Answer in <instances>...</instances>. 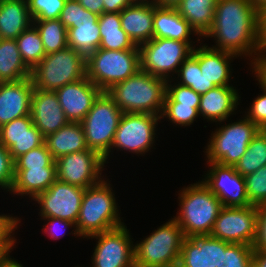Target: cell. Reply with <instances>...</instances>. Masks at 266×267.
I'll return each instance as SVG.
<instances>
[{"label": "cell", "mask_w": 266, "mask_h": 267, "mask_svg": "<svg viewBox=\"0 0 266 267\" xmlns=\"http://www.w3.org/2000/svg\"><path fill=\"white\" fill-rule=\"evenodd\" d=\"M33 24L27 0H0V37L15 40Z\"/></svg>", "instance_id": "83f0119b"}, {"label": "cell", "mask_w": 266, "mask_h": 267, "mask_svg": "<svg viewBox=\"0 0 266 267\" xmlns=\"http://www.w3.org/2000/svg\"><path fill=\"white\" fill-rule=\"evenodd\" d=\"M122 115L123 112L113 98L106 91H102L81 122L87 147L104 158L105 163Z\"/></svg>", "instance_id": "ba28073f"}, {"label": "cell", "mask_w": 266, "mask_h": 267, "mask_svg": "<svg viewBox=\"0 0 266 267\" xmlns=\"http://www.w3.org/2000/svg\"><path fill=\"white\" fill-rule=\"evenodd\" d=\"M253 246L230 243L226 247L223 267H252Z\"/></svg>", "instance_id": "b9f144b4"}, {"label": "cell", "mask_w": 266, "mask_h": 267, "mask_svg": "<svg viewBox=\"0 0 266 267\" xmlns=\"http://www.w3.org/2000/svg\"><path fill=\"white\" fill-rule=\"evenodd\" d=\"M101 42L99 48L107 50L139 49L122 29L120 13L103 12L98 18Z\"/></svg>", "instance_id": "4dcf8cb0"}, {"label": "cell", "mask_w": 266, "mask_h": 267, "mask_svg": "<svg viewBox=\"0 0 266 267\" xmlns=\"http://www.w3.org/2000/svg\"><path fill=\"white\" fill-rule=\"evenodd\" d=\"M259 128L245 116L237 122L217 128L207 144V162L235 166Z\"/></svg>", "instance_id": "9c48e42d"}, {"label": "cell", "mask_w": 266, "mask_h": 267, "mask_svg": "<svg viewBox=\"0 0 266 267\" xmlns=\"http://www.w3.org/2000/svg\"><path fill=\"white\" fill-rule=\"evenodd\" d=\"M252 71L254 72V75H257L266 83V54L259 58L257 64L252 68Z\"/></svg>", "instance_id": "816d5d0a"}, {"label": "cell", "mask_w": 266, "mask_h": 267, "mask_svg": "<svg viewBox=\"0 0 266 267\" xmlns=\"http://www.w3.org/2000/svg\"><path fill=\"white\" fill-rule=\"evenodd\" d=\"M246 193L251 205L266 203V165L244 176Z\"/></svg>", "instance_id": "8d00e7d4"}, {"label": "cell", "mask_w": 266, "mask_h": 267, "mask_svg": "<svg viewBox=\"0 0 266 267\" xmlns=\"http://www.w3.org/2000/svg\"><path fill=\"white\" fill-rule=\"evenodd\" d=\"M55 92L68 121L81 123L102 91L85 77Z\"/></svg>", "instance_id": "d6986e66"}, {"label": "cell", "mask_w": 266, "mask_h": 267, "mask_svg": "<svg viewBox=\"0 0 266 267\" xmlns=\"http://www.w3.org/2000/svg\"><path fill=\"white\" fill-rule=\"evenodd\" d=\"M179 195L180 212L173 219L185 237L210 235L223 208L222 202L203 181L183 188Z\"/></svg>", "instance_id": "3957f363"}, {"label": "cell", "mask_w": 266, "mask_h": 267, "mask_svg": "<svg viewBox=\"0 0 266 267\" xmlns=\"http://www.w3.org/2000/svg\"><path fill=\"white\" fill-rule=\"evenodd\" d=\"M123 224L88 238L98 240L92 256V267H135L134 245Z\"/></svg>", "instance_id": "5bb4252c"}, {"label": "cell", "mask_w": 266, "mask_h": 267, "mask_svg": "<svg viewBox=\"0 0 266 267\" xmlns=\"http://www.w3.org/2000/svg\"><path fill=\"white\" fill-rule=\"evenodd\" d=\"M180 81L178 84L190 87L199 95L205 94L210 89L216 86L207 80L202 74L198 60L190 54L187 59L181 64L177 73Z\"/></svg>", "instance_id": "d590c367"}, {"label": "cell", "mask_w": 266, "mask_h": 267, "mask_svg": "<svg viewBox=\"0 0 266 267\" xmlns=\"http://www.w3.org/2000/svg\"><path fill=\"white\" fill-rule=\"evenodd\" d=\"M182 0H154V3L162 7H176Z\"/></svg>", "instance_id": "11a10c76"}, {"label": "cell", "mask_w": 266, "mask_h": 267, "mask_svg": "<svg viewBox=\"0 0 266 267\" xmlns=\"http://www.w3.org/2000/svg\"><path fill=\"white\" fill-rule=\"evenodd\" d=\"M15 177L14 160L8 149L0 143V187L11 191Z\"/></svg>", "instance_id": "ee69618b"}, {"label": "cell", "mask_w": 266, "mask_h": 267, "mask_svg": "<svg viewBox=\"0 0 266 267\" xmlns=\"http://www.w3.org/2000/svg\"><path fill=\"white\" fill-rule=\"evenodd\" d=\"M140 70V50L98 48L86 57V77L101 91L109 90Z\"/></svg>", "instance_id": "5b68a950"}, {"label": "cell", "mask_w": 266, "mask_h": 267, "mask_svg": "<svg viewBox=\"0 0 266 267\" xmlns=\"http://www.w3.org/2000/svg\"><path fill=\"white\" fill-rule=\"evenodd\" d=\"M104 12L120 13L127 6L132 5V0H103Z\"/></svg>", "instance_id": "c3c4849f"}, {"label": "cell", "mask_w": 266, "mask_h": 267, "mask_svg": "<svg viewBox=\"0 0 266 267\" xmlns=\"http://www.w3.org/2000/svg\"><path fill=\"white\" fill-rule=\"evenodd\" d=\"M260 13L249 0H218L214 21L204 37H214L216 46L239 57L250 56L251 67L259 60ZM254 53V54H253Z\"/></svg>", "instance_id": "6da1fadb"}, {"label": "cell", "mask_w": 266, "mask_h": 267, "mask_svg": "<svg viewBox=\"0 0 266 267\" xmlns=\"http://www.w3.org/2000/svg\"><path fill=\"white\" fill-rule=\"evenodd\" d=\"M86 77V57L73 48L46 54L31 70L34 89L55 91Z\"/></svg>", "instance_id": "52a82bcc"}, {"label": "cell", "mask_w": 266, "mask_h": 267, "mask_svg": "<svg viewBox=\"0 0 266 267\" xmlns=\"http://www.w3.org/2000/svg\"><path fill=\"white\" fill-rule=\"evenodd\" d=\"M255 9L259 12L262 13L263 11L266 10V0H249Z\"/></svg>", "instance_id": "9f6ffc18"}, {"label": "cell", "mask_w": 266, "mask_h": 267, "mask_svg": "<svg viewBox=\"0 0 266 267\" xmlns=\"http://www.w3.org/2000/svg\"><path fill=\"white\" fill-rule=\"evenodd\" d=\"M56 180V167L15 168L11 192L16 195H29L34 200Z\"/></svg>", "instance_id": "4316f807"}, {"label": "cell", "mask_w": 266, "mask_h": 267, "mask_svg": "<svg viewBox=\"0 0 266 267\" xmlns=\"http://www.w3.org/2000/svg\"><path fill=\"white\" fill-rule=\"evenodd\" d=\"M30 116L44 138L69 122L60 106L56 92L50 90L34 89Z\"/></svg>", "instance_id": "44dd1931"}, {"label": "cell", "mask_w": 266, "mask_h": 267, "mask_svg": "<svg viewBox=\"0 0 266 267\" xmlns=\"http://www.w3.org/2000/svg\"><path fill=\"white\" fill-rule=\"evenodd\" d=\"M99 15L85 9L77 0H66L59 20L67 28V44L83 56L94 53L100 45Z\"/></svg>", "instance_id": "8fae6325"}, {"label": "cell", "mask_w": 266, "mask_h": 267, "mask_svg": "<svg viewBox=\"0 0 266 267\" xmlns=\"http://www.w3.org/2000/svg\"><path fill=\"white\" fill-rule=\"evenodd\" d=\"M257 206H223L210 236L229 243L253 246L257 234Z\"/></svg>", "instance_id": "7c38bea8"}, {"label": "cell", "mask_w": 266, "mask_h": 267, "mask_svg": "<svg viewBox=\"0 0 266 267\" xmlns=\"http://www.w3.org/2000/svg\"><path fill=\"white\" fill-rule=\"evenodd\" d=\"M266 54V10L260 13L259 58Z\"/></svg>", "instance_id": "681fc988"}, {"label": "cell", "mask_w": 266, "mask_h": 267, "mask_svg": "<svg viewBox=\"0 0 266 267\" xmlns=\"http://www.w3.org/2000/svg\"><path fill=\"white\" fill-rule=\"evenodd\" d=\"M85 9L101 15L104 12V2L103 0H77Z\"/></svg>", "instance_id": "f907efd6"}, {"label": "cell", "mask_w": 266, "mask_h": 267, "mask_svg": "<svg viewBox=\"0 0 266 267\" xmlns=\"http://www.w3.org/2000/svg\"><path fill=\"white\" fill-rule=\"evenodd\" d=\"M191 54L198 60L202 74L209 82L215 86H230L228 83L232 74L230 61L232 58H237V55L207 45L193 48Z\"/></svg>", "instance_id": "cb8c5ba5"}, {"label": "cell", "mask_w": 266, "mask_h": 267, "mask_svg": "<svg viewBox=\"0 0 266 267\" xmlns=\"http://www.w3.org/2000/svg\"><path fill=\"white\" fill-rule=\"evenodd\" d=\"M15 40L17 42L22 60L26 66L32 70L46 55L38 30L32 24Z\"/></svg>", "instance_id": "e575fe53"}, {"label": "cell", "mask_w": 266, "mask_h": 267, "mask_svg": "<svg viewBox=\"0 0 266 267\" xmlns=\"http://www.w3.org/2000/svg\"><path fill=\"white\" fill-rule=\"evenodd\" d=\"M38 30L46 54L61 51L68 47L67 28L59 19L33 20Z\"/></svg>", "instance_id": "836d02e7"}, {"label": "cell", "mask_w": 266, "mask_h": 267, "mask_svg": "<svg viewBox=\"0 0 266 267\" xmlns=\"http://www.w3.org/2000/svg\"><path fill=\"white\" fill-rule=\"evenodd\" d=\"M252 267H266V250L253 249Z\"/></svg>", "instance_id": "f5cc1de1"}, {"label": "cell", "mask_w": 266, "mask_h": 267, "mask_svg": "<svg viewBox=\"0 0 266 267\" xmlns=\"http://www.w3.org/2000/svg\"><path fill=\"white\" fill-rule=\"evenodd\" d=\"M15 244H0V266L9 258V252Z\"/></svg>", "instance_id": "db71d44e"}, {"label": "cell", "mask_w": 266, "mask_h": 267, "mask_svg": "<svg viewBox=\"0 0 266 267\" xmlns=\"http://www.w3.org/2000/svg\"><path fill=\"white\" fill-rule=\"evenodd\" d=\"M192 33L197 34L175 7H162L154 3L153 38L192 42Z\"/></svg>", "instance_id": "484cf974"}, {"label": "cell", "mask_w": 266, "mask_h": 267, "mask_svg": "<svg viewBox=\"0 0 266 267\" xmlns=\"http://www.w3.org/2000/svg\"><path fill=\"white\" fill-rule=\"evenodd\" d=\"M193 48L192 42L152 38L139 46L140 69L168 80L172 77V72L178 73L179 67L192 53Z\"/></svg>", "instance_id": "30bf717a"}, {"label": "cell", "mask_w": 266, "mask_h": 267, "mask_svg": "<svg viewBox=\"0 0 266 267\" xmlns=\"http://www.w3.org/2000/svg\"><path fill=\"white\" fill-rule=\"evenodd\" d=\"M15 168H43L56 167V162L48 150L45 142L14 161Z\"/></svg>", "instance_id": "f35d334b"}, {"label": "cell", "mask_w": 266, "mask_h": 267, "mask_svg": "<svg viewBox=\"0 0 266 267\" xmlns=\"http://www.w3.org/2000/svg\"><path fill=\"white\" fill-rule=\"evenodd\" d=\"M44 141L45 138L33 124L30 115L14 119L0 127V143L9 150L14 161L41 146Z\"/></svg>", "instance_id": "ffe728a7"}, {"label": "cell", "mask_w": 266, "mask_h": 267, "mask_svg": "<svg viewBox=\"0 0 266 267\" xmlns=\"http://www.w3.org/2000/svg\"><path fill=\"white\" fill-rule=\"evenodd\" d=\"M229 242L210 235L185 237L182 243L179 267H223Z\"/></svg>", "instance_id": "ac0fdd59"}, {"label": "cell", "mask_w": 266, "mask_h": 267, "mask_svg": "<svg viewBox=\"0 0 266 267\" xmlns=\"http://www.w3.org/2000/svg\"><path fill=\"white\" fill-rule=\"evenodd\" d=\"M55 162L58 181L86 189L103 179L100 177L104 170V158L89 148L64 155Z\"/></svg>", "instance_id": "9a60e30c"}, {"label": "cell", "mask_w": 266, "mask_h": 267, "mask_svg": "<svg viewBox=\"0 0 266 267\" xmlns=\"http://www.w3.org/2000/svg\"><path fill=\"white\" fill-rule=\"evenodd\" d=\"M257 234L253 249L266 250V203L257 206Z\"/></svg>", "instance_id": "7dc6e473"}, {"label": "cell", "mask_w": 266, "mask_h": 267, "mask_svg": "<svg viewBox=\"0 0 266 267\" xmlns=\"http://www.w3.org/2000/svg\"><path fill=\"white\" fill-rule=\"evenodd\" d=\"M31 76L13 39L0 40V83L17 82Z\"/></svg>", "instance_id": "1f68e13d"}, {"label": "cell", "mask_w": 266, "mask_h": 267, "mask_svg": "<svg viewBox=\"0 0 266 267\" xmlns=\"http://www.w3.org/2000/svg\"><path fill=\"white\" fill-rule=\"evenodd\" d=\"M44 142L54 160L88 149L84 128L77 122H68L55 133L46 136Z\"/></svg>", "instance_id": "f1b7e54d"}, {"label": "cell", "mask_w": 266, "mask_h": 267, "mask_svg": "<svg viewBox=\"0 0 266 267\" xmlns=\"http://www.w3.org/2000/svg\"><path fill=\"white\" fill-rule=\"evenodd\" d=\"M18 217L10 215H0V244H15L16 238L12 237V233L18 228L20 223Z\"/></svg>", "instance_id": "bcb514c9"}, {"label": "cell", "mask_w": 266, "mask_h": 267, "mask_svg": "<svg viewBox=\"0 0 266 267\" xmlns=\"http://www.w3.org/2000/svg\"><path fill=\"white\" fill-rule=\"evenodd\" d=\"M255 77L263 90V94L253 100L251 108L247 111L246 118L253 122L259 129H262L266 126V83L257 75Z\"/></svg>", "instance_id": "7bdbcfd3"}, {"label": "cell", "mask_w": 266, "mask_h": 267, "mask_svg": "<svg viewBox=\"0 0 266 267\" xmlns=\"http://www.w3.org/2000/svg\"><path fill=\"white\" fill-rule=\"evenodd\" d=\"M239 95L232 86H216L201 95L199 115L207 121L222 122L237 110Z\"/></svg>", "instance_id": "d4e9b609"}, {"label": "cell", "mask_w": 266, "mask_h": 267, "mask_svg": "<svg viewBox=\"0 0 266 267\" xmlns=\"http://www.w3.org/2000/svg\"><path fill=\"white\" fill-rule=\"evenodd\" d=\"M0 267H23L18 261L9 258Z\"/></svg>", "instance_id": "6f0895ef"}, {"label": "cell", "mask_w": 266, "mask_h": 267, "mask_svg": "<svg viewBox=\"0 0 266 267\" xmlns=\"http://www.w3.org/2000/svg\"><path fill=\"white\" fill-rule=\"evenodd\" d=\"M217 1L182 0L175 8L202 39L213 25Z\"/></svg>", "instance_id": "f546056e"}, {"label": "cell", "mask_w": 266, "mask_h": 267, "mask_svg": "<svg viewBox=\"0 0 266 267\" xmlns=\"http://www.w3.org/2000/svg\"><path fill=\"white\" fill-rule=\"evenodd\" d=\"M112 189L103 178L84 190L76 222V231L80 237L87 238L124 224L119 217Z\"/></svg>", "instance_id": "277c9868"}, {"label": "cell", "mask_w": 266, "mask_h": 267, "mask_svg": "<svg viewBox=\"0 0 266 267\" xmlns=\"http://www.w3.org/2000/svg\"><path fill=\"white\" fill-rule=\"evenodd\" d=\"M122 29L136 46L153 38L154 3L134 2L120 12Z\"/></svg>", "instance_id": "603a6c76"}, {"label": "cell", "mask_w": 266, "mask_h": 267, "mask_svg": "<svg viewBox=\"0 0 266 267\" xmlns=\"http://www.w3.org/2000/svg\"><path fill=\"white\" fill-rule=\"evenodd\" d=\"M42 218H43V220L46 219L48 221V223L46 224V226L44 227L43 230H44V232L47 233V235L50 238H52L54 240H58L59 238L63 237L65 234L63 231L66 230L67 227H68V229H69V227L75 228V230L73 231L74 233H72V234L80 237V235L76 231V224L75 223L68 221V220L61 219V218H55V217H42ZM60 229L61 230L64 229L62 231L63 233L60 232L61 235L58 232Z\"/></svg>", "instance_id": "f6af8a7d"}, {"label": "cell", "mask_w": 266, "mask_h": 267, "mask_svg": "<svg viewBox=\"0 0 266 267\" xmlns=\"http://www.w3.org/2000/svg\"><path fill=\"white\" fill-rule=\"evenodd\" d=\"M164 78L138 70L106 92L123 113H149L160 116L166 95Z\"/></svg>", "instance_id": "7a4b0ae2"}, {"label": "cell", "mask_w": 266, "mask_h": 267, "mask_svg": "<svg viewBox=\"0 0 266 267\" xmlns=\"http://www.w3.org/2000/svg\"><path fill=\"white\" fill-rule=\"evenodd\" d=\"M33 91L30 77L17 82L0 83V127L30 115Z\"/></svg>", "instance_id": "7402d4cb"}, {"label": "cell", "mask_w": 266, "mask_h": 267, "mask_svg": "<svg viewBox=\"0 0 266 267\" xmlns=\"http://www.w3.org/2000/svg\"><path fill=\"white\" fill-rule=\"evenodd\" d=\"M159 119L149 113H123L111 148L145 154L153 146Z\"/></svg>", "instance_id": "4fadbf2b"}, {"label": "cell", "mask_w": 266, "mask_h": 267, "mask_svg": "<svg viewBox=\"0 0 266 267\" xmlns=\"http://www.w3.org/2000/svg\"><path fill=\"white\" fill-rule=\"evenodd\" d=\"M266 165V135L260 129L249 143L245 153L235 164V170L242 176L255 172Z\"/></svg>", "instance_id": "d6a6232c"}, {"label": "cell", "mask_w": 266, "mask_h": 267, "mask_svg": "<svg viewBox=\"0 0 266 267\" xmlns=\"http://www.w3.org/2000/svg\"><path fill=\"white\" fill-rule=\"evenodd\" d=\"M185 236L172 218L134 245L135 267H176Z\"/></svg>", "instance_id": "8992f818"}, {"label": "cell", "mask_w": 266, "mask_h": 267, "mask_svg": "<svg viewBox=\"0 0 266 267\" xmlns=\"http://www.w3.org/2000/svg\"><path fill=\"white\" fill-rule=\"evenodd\" d=\"M170 80L172 79H168L166 83V95L164 102H177L179 104L192 105L193 108L198 110L201 95L190 87H185L176 83L172 86V81Z\"/></svg>", "instance_id": "60d3db41"}, {"label": "cell", "mask_w": 266, "mask_h": 267, "mask_svg": "<svg viewBox=\"0 0 266 267\" xmlns=\"http://www.w3.org/2000/svg\"><path fill=\"white\" fill-rule=\"evenodd\" d=\"M66 0H27L32 20L59 19Z\"/></svg>", "instance_id": "ab89813d"}, {"label": "cell", "mask_w": 266, "mask_h": 267, "mask_svg": "<svg viewBox=\"0 0 266 267\" xmlns=\"http://www.w3.org/2000/svg\"><path fill=\"white\" fill-rule=\"evenodd\" d=\"M199 116V111L192 105L177 102H164L160 118H168L170 122L182 126H190Z\"/></svg>", "instance_id": "74e56055"}, {"label": "cell", "mask_w": 266, "mask_h": 267, "mask_svg": "<svg viewBox=\"0 0 266 267\" xmlns=\"http://www.w3.org/2000/svg\"><path fill=\"white\" fill-rule=\"evenodd\" d=\"M261 130H262V131L264 132V134L266 135V127H263Z\"/></svg>", "instance_id": "91938a15"}, {"label": "cell", "mask_w": 266, "mask_h": 267, "mask_svg": "<svg viewBox=\"0 0 266 267\" xmlns=\"http://www.w3.org/2000/svg\"><path fill=\"white\" fill-rule=\"evenodd\" d=\"M85 188L56 180L40 193L37 201L41 217H55L76 224Z\"/></svg>", "instance_id": "2e32d148"}, {"label": "cell", "mask_w": 266, "mask_h": 267, "mask_svg": "<svg viewBox=\"0 0 266 267\" xmlns=\"http://www.w3.org/2000/svg\"><path fill=\"white\" fill-rule=\"evenodd\" d=\"M210 166L203 183L218 197L223 206L246 207L251 205L246 193L244 176L234 166L207 162Z\"/></svg>", "instance_id": "e0dca14e"}, {"label": "cell", "mask_w": 266, "mask_h": 267, "mask_svg": "<svg viewBox=\"0 0 266 267\" xmlns=\"http://www.w3.org/2000/svg\"><path fill=\"white\" fill-rule=\"evenodd\" d=\"M133 2H139V3H154V0H132Z\"/></svg>", "instance_id": "680465c9"}]
</instances>
